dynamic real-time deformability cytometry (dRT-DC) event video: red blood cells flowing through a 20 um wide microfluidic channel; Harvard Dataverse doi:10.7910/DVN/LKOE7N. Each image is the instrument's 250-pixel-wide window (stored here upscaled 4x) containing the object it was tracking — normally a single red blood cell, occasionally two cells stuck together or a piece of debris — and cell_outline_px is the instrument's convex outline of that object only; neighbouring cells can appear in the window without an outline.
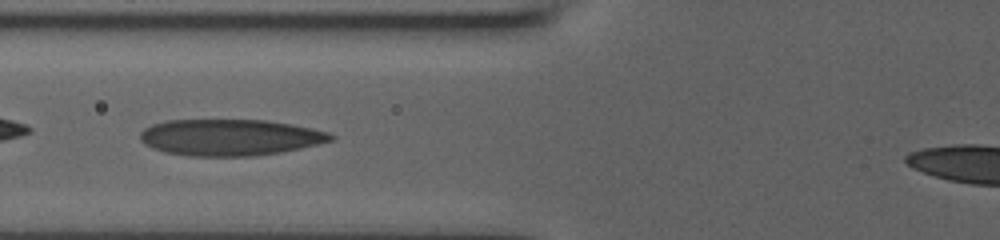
{"species": "human", "species_latin": "Homo sapiens", "temperature_condition": "room temperature", "stored_images_in_passage": 8, "camera_frame_rate_fps": 3000, "um_per_image_px": 0.085, "donor": {"sex": "male"}, "frame": {"image": 1, "passage_image": 7, "time_ms": 1.333, "image_size_px": [1000, 240], "cell_outline_px": [[336, 136], [332, 140], [300, 148], [280, 152], [252, 156], [188, 156], [164, 152], [152, 148], [144, 144], [140, 140], [140, 132], [144, 128], [152, 124], [168, 120], [268, 120], [292, 124], [312, 128], [328, 132]], "centroid_in_image_um": [19.51, 11.67], "position_along_channel_um": 106.3, "area_um2": 40.52}}